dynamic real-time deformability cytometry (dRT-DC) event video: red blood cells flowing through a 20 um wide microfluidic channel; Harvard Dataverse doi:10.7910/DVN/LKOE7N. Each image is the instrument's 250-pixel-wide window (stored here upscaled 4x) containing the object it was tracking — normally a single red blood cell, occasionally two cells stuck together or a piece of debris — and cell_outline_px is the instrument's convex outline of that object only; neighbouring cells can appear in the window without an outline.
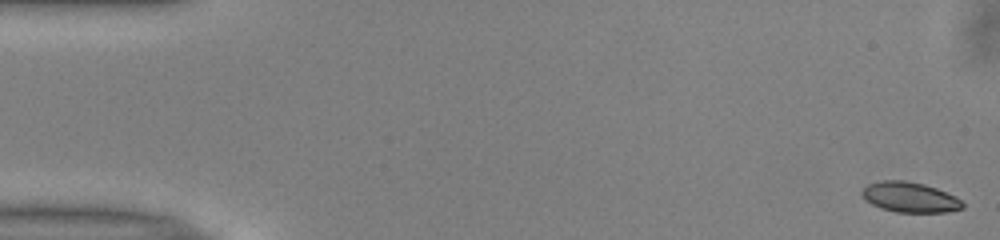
{"species": "common noctule bat (a hibernating species)", "species_latin": "Nyctalus noctula", "temperature_condition": "warm", "stored_images_in_passage": 14, "camera_frame_rate_fps": 3000, "um_per_image_px": 0.085, "animal": {"sex": "male", "body_mass_g": 13.0, "forearm_length_mm": 53.1}, "frame": {"image": 1, "passage_image": 1, "time_ms": 0.0, "image_size_px": [1000, 240], "cell_outline_px": [[964, 208], [944, 212], [896, 212], [880, 208], [872, 204], [860, 192], [868, 184], [884, 180], [904, 180], [924, 184], [936, 188], [956, 196], [964, 204]], "centroid_in_image_um": [77.36, 16.76], "position_along_channel_um": 7.6, "area_um2": 17.57}}
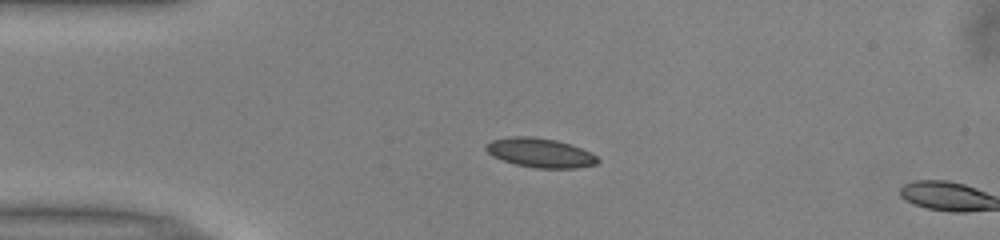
{"frame": {"image": 2, "passage_image": 12, "time_ms": 3.667, "image_size_px": [1000, 240], "cell_outline_px": [[600, 160], [596, 164], [576, 168], [536, 168], [516, 164], [492, 156], [484, 148], [484, 144], [492, 140], [512, 136], [532, 136], [556, 140], [580, 148], [596, 156]], "centroid_in_image_um": [45.87, 12.98], "position_along_channel_um": 39.1, "area_um2": 18.9}}